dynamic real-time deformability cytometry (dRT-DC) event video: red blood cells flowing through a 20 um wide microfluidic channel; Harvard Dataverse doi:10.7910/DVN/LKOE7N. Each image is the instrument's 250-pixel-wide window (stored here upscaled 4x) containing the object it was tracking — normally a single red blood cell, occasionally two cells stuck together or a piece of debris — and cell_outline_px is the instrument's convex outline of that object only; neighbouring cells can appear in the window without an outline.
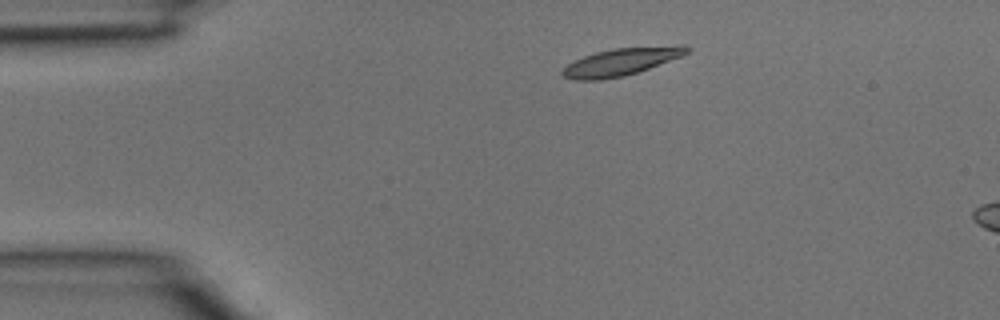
{"species": "common noctule bat (a hibernating species)", "species_latin": "Nyctalus noctula", "temperature_condition": "room temperature", "stored_images_in_passage": 3, "segment_of_instrument_passage": [1, 2], "camera_frame_rate_fps": 3000, "um_per_image_px": 0.085, "animal": {"sex": "male", "body_mass_g": 15.6}, "frame": {"image": 1, "passage_image": 1, "time_ms": 0.0, "image_size_px": [1000, 320], "cell_outline_px": [[692, 48], [688, 52], [680, 56], [648, 68], [624, 76], [600, 80], [572, 80], [564, 76], [560, 72], [568, 64], [584, 56], [596, 52], [612, 48], [680, 44], [684, 44]], "centroid_in_image_um": [52.82, 5.23], "position_along_channel_um": 32.2, "area_um2": 19.88}}